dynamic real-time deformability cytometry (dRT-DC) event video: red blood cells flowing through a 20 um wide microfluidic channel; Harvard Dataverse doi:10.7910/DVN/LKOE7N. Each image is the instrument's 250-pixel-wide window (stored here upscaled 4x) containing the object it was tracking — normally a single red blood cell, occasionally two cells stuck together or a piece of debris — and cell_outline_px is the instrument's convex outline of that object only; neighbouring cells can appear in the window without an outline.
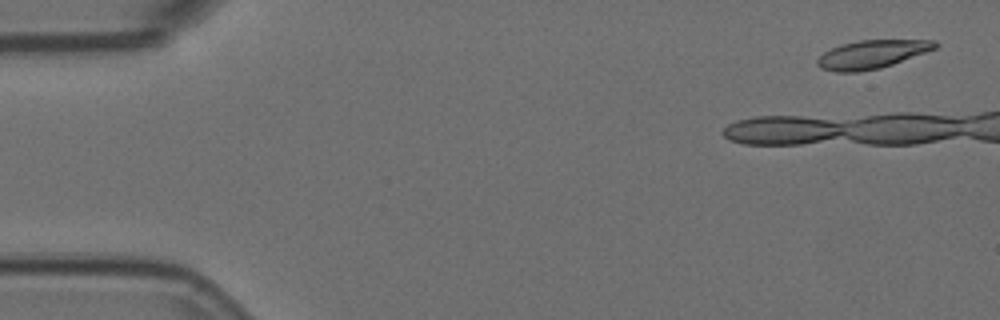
{"species": "Egyptian fruit bat (a non-hibernating species)", "species_latin": "Rousettus aegyptiacus", "temperature_condition": "room temperature", "stored_images_in_passage": 9, "camera_frame_rate_fps": 3000, "um_per_image_px": 0.085, "animal": {"sex": "female"}, "frame": {"image": 1, "passage_image": 1, "time_ms": 0.0, "image_size_px": [1000, 320], "cell_outline_px": [[940, 44], [936, 48], [892, 64], [880, 68], [856, 72], [836, 72], [820, 68], [816, 64], [816, 60], [824, 52], [840, 44], [860, 40], [936, 40]], "centroid_in_image_um": [74.09, 4.61], "position_along_channel_um": 10.9, "area_um2": 19.36}}